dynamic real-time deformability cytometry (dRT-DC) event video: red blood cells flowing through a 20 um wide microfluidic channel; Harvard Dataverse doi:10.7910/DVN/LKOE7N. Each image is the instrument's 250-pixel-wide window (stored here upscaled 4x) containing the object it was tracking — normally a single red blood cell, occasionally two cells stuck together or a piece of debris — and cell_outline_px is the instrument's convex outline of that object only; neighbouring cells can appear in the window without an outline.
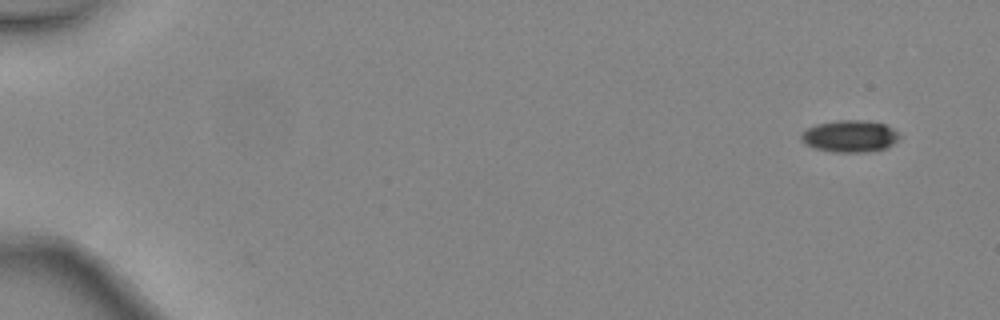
{"species": "common noctule bat (a hibernating species)", "species_latin": "Nyctalus noctula", "temperature_condition": "warm", "stored_images_in_passage": 6, "camera_frame_rate_fps": 3000, "um_per_image_px": 0.085, "animal": {"sex": "female", "body_mass_g": 24.6, "forearm_length_mm": 56.2}, "frame": {"image": 1, "passage_image": 1, "time_ms": 0.0, "image_size_px": [1000, 320], "cell_outline_px": [[900, 136], [888, 148], [864, 152], [836, 152], [816, 148], [804, 144], [800, 140], [800, 136], [808, 128], [816, 124], [836, 120], [864, 120], [884, 124], [892, 128]], "centroid_in_image_um": [72.22, 11.57], "position_along_channel_um": 12.8, "area_um2": 18.15}}
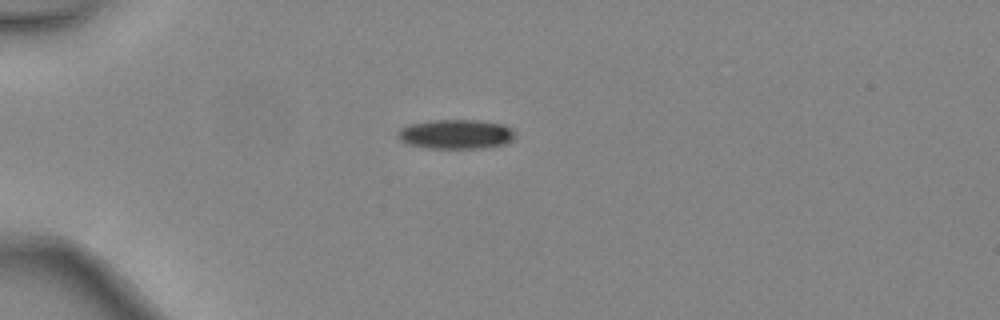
{"frame": {"image": 2, "passage_image": 4, "time_ms": 1.0, "image_size_px": [1000, 320], "cell_outline_px": [[516, 136], [512, 140], [504, 144], [488, 148], [424, 148], [408, 144], [400, 140], [396, 136], [396, 132], [400, 128], [408, 124], [432, 120], [480, 120], [504, 124], [512, 128], [516, 132]], "centroid_in_image_um": [38.76, 11.4], "position_along_channel_um": 46.2, "area_um2": 20.58}}
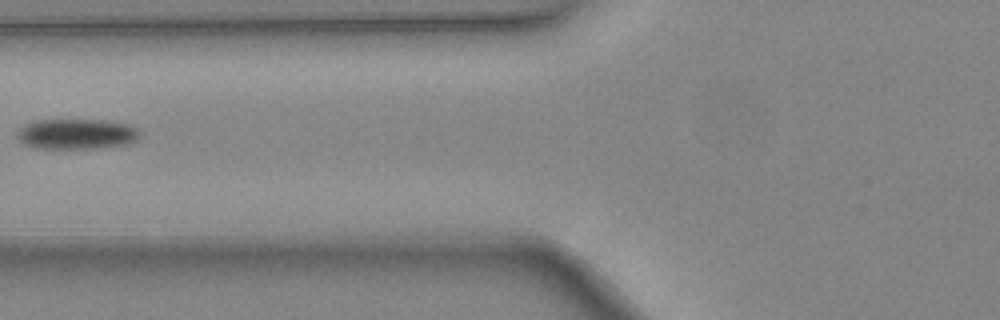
{"frame": {"image": 3, "passage_image": 6, "time_ms": 1.667, "image_size_px": [1000, 320], "cell_outline_px": [[140, 136], [136, 140], [128, 144], [100, 148], [32, 148], [24, 144], [16, 136], [20, 128], [24, 124], [36, 120], [108, 120], [132, 124], [140, 128]], "centroid_in_image_um": [6.57, 11.38], "position_along_channel_um": 119.2, "area_um2": 22.08}}